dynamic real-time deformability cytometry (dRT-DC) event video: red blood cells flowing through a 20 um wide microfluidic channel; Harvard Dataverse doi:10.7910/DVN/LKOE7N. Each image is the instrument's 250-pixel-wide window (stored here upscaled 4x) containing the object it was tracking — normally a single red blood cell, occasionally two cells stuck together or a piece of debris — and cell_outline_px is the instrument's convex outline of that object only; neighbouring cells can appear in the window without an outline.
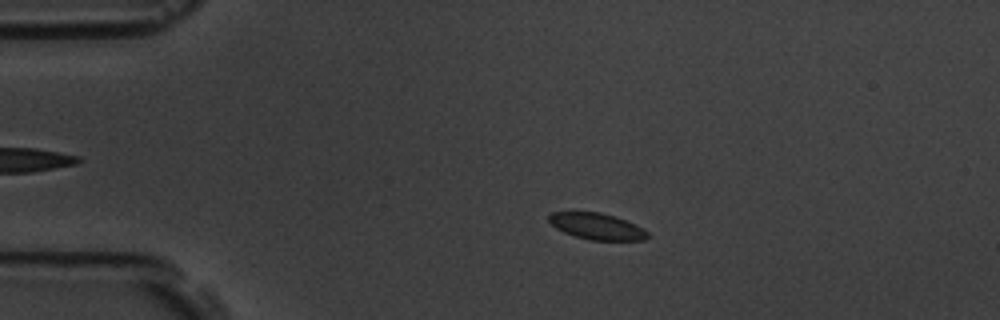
{"species": "common noctule bat (a hibernating species)", "species_latin": "Nyctalus noctula", "temperature_condition": "room temperature", "stored_images_in_passage": 8, "camera_frame_rate_fps": 3000, "um_per_image_px": 0.085, "animal": {"sex": "male", "body_mass_g": 19.5, "forearm_length_mm": 54.6}, "frame": {"image": 1, "passage_image": 3, "time_ms": 2.333, "image_size_px": [1000, 320], "cell_outline_px": [[648, 236], [644, 240], [588, 240], [564, 232], [556, 228], [548, 220], [548, 216], [552, 212], [600, 212], [616, 216], [636, 224], [648, 232]], "centroid_in_image_um": [50.74, 19.23], "position_along_channel_um": 34.3, "area_um2": 15.14}}
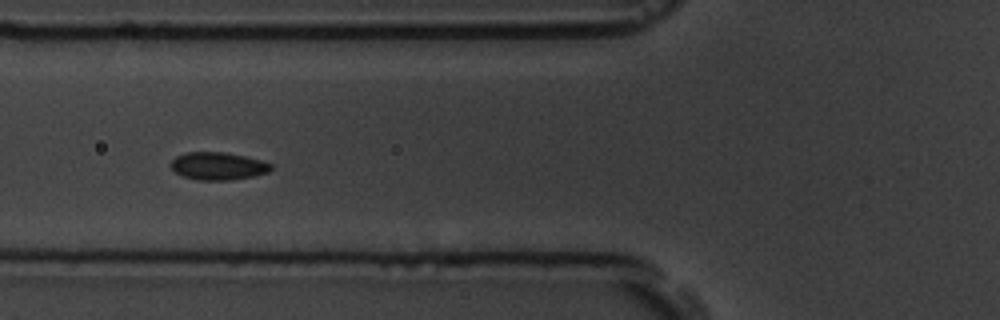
{"frame": {"image": 2, "passage_image": 6, "time_ms": 5.667, "image_size_px": [1000, 320], "cell_outline_px": [[272, 168], [268, 172], [252, 176], [232, 180], [196, 180], [184, 176], [176, 172], [172, 168], [172, 160], [176, 156], [184, 152], [224, 152], [244, 156], [260, 160], [272, 164]], "centroid_in_image_um": [18.53, 14.11], "position_along_channel_um": 107.3, "area_um2": 16.01}}
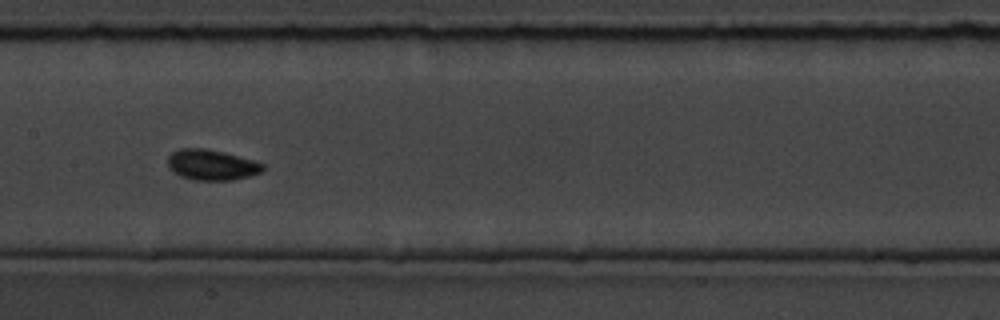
{"frame": {"image": 3, "passage_image": 8, "time_ms": 8.0, "image_size_px": [1000, 320], "cell_outline_px": [[264, 168], [260, 172], [248, 176], [232, 180], [192, 180], [180, 176], [168, 168], [168, 156], [172, 152], [180, 148], [204, 148], [224, 152], [252, 160], [264, 164]], "centroid_in_image_um": [17.94, 14.01], "position_along_channel_um": 189.5, "area_um2": 16.88}}